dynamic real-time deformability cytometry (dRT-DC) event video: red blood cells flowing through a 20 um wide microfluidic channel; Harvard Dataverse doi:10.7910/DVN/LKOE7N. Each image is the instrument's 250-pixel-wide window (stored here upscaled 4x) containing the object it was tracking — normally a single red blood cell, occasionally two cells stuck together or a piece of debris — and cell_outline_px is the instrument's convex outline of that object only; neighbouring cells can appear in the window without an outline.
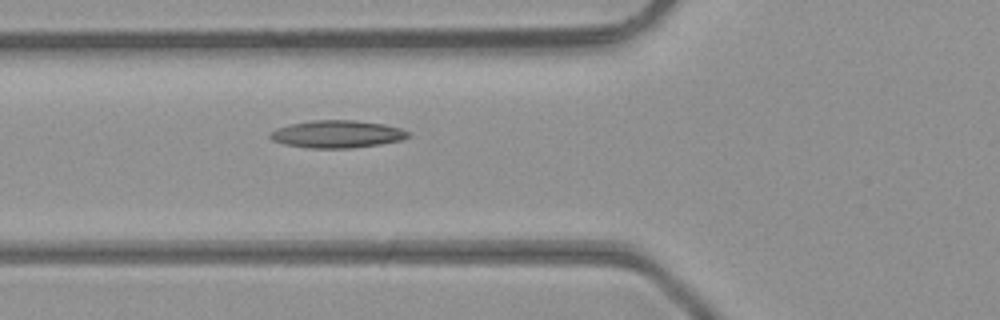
{"species": "common noctule bat (a hibernating species)", "species_latin": "Nyctalus noctula", "temperature_condition": "room temperature", "stored_images_in_passage": 2, "camera_frame_rate_fps": 3000, "um_per_image_px": 0.085, "animal": {"sex": "male", "body_mass_g": 23.1, "forearm_length_mm": 52.7}, "frame": {"image": 1, "passage_image": 2, "time_ms": 0.333, "image_size_px": [1000, 320], "cell_outline_px": [[408, 136], [400, 140], [380, 144], [352, 148], [312, 148], [284, 144], [272, 140], [268, 136], [276, 128], [292, 124], [312, 120], [356, 120], [384, 124], [400, 128], [408, 132]], "centroid_in_image_um": [28.64, 11.4], "position_along_channel_um": 97.2, "area_um2": 21.91}}